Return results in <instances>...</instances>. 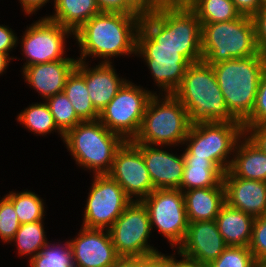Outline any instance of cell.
I'll list each match as a JSON object with an SVG mask.
<instances>
[{
  "mask_svg": "<svg viewBox=\"0 0 266 267\" xmlns=\"http://www.w3.org/2000/svg\"><path fill=\"white\" fill-rule=\"evenodd\" d=\"M160 94L155 92L151 97L133 143L161 147L184 144L192 125L188 112L173 94H161L162 98Z\"/></svg>",
  "mask_w": 266,
  "mask_h": 267,
  "instance_id": "5",
  "label": "cell"
},
{
  "mask_svg": "<svg viewBox=\"0 0 266 267\" xmlns=\"http://www.w3.org/2000/svg\"><path fill=\"white\" fill-rule=\"evenodd\" d=\"M70 241L75 267H109L120 256L106 229L81 227Z\"/></svg>",
  "mask_w": 266,
  "mask_h": 267,
  "instance_id": "17",
  "label": "cell"
},
{
  "mask_svg": "<svg viewBox=\"0 0 266 267\" xmlns=\"http://www.w3.org/2000/svg\"><path fill=\"white\" fill-rule=\"evenodd\" d=\"M148 211L141 201H131L108 229L119 256L146 257L159 253L148 244L151 235Z\"/></svg>",
  "mask_w": 266,
  "mask_h": 267,
  "instance_id": "10",
  "label": "cell"
},
{
  "mask_svg": "<svg viewBox=\"0 0 266 267\" xmlns=\"http://www.w3.org/2000/svg\"><path fill=\"white\" fill-rule=\"evenodd\" d=\"M255 258L247 246H227L207 267H252Z\"/></svg>",
  "mask_w": 266,
  "mask_h": 267,
  "instance_id": "34",
  "label": "cell"
},
{
  "mask_svg": "<svg viewBox=\"0 0 266 267\" xmlns=\"http://www.w3.org/2000/svg\"><path fill=\"white\" fill-rule=\"evenodd\" d=\"M232 116L243 123L253 111L258 85L266 71V58L252 55L210 64Z\"/></svg>",
  "mask_w": 266,
  "mask_h": 267,
  "instance_id": "4",
  "label": "cell"
},
{
  "mask_svg": "<svg viewBox=\"0 0 266 267\" xmlns=\"http://www.w3.org/2000/svg\"><path fill=\"white\" fill-rule=\"evenodd\" d=\"M182 262L177 260L174 255H166L162 252L151 255V267H178Z\"/></svg>",
  "mask_w": 266,
  "mask_h": 267,
  "instance_id": "44",
  "label": "cell"
},
{
  "mask_svg": "<svg viewBox=\"0 0 266 267\" xmlns=\"http://www.w3.org/2000/svg\"><path fill=\"white\" fill-rule=\"evenodd\" d=\"M226 247L216 221L209 220L189 222L186 236L176 249L182 261L197 266H208Z\"/></svg>",
  "mask_w": 266,
  "mask_h": 267,
  "instance_id": "16",
  "label": "cell"
},
{
  "mask_svg": "<svg viewBox=\"0 0 266 267\" xmlns=\"http://www.w3.org/2000/svg\"><path fill=\"white\" fill-rule=\"evenodd\" d=\"M133 267H151V255L146 257H133Z\"/></svg>",
  "mask_w": 266,
  "mask_h": 267,
  "instance_id": "47",
  "label": "cell"
},
{
  "mask_svg": "<svg viewBox=\"0 0 266 267\" xmlns=\"http://www.w3.org/2000/svg\"><path fill=\"white\" fill-rule=\"evenodd\" d=\"M63 92L82 121H93L99 118V112L91 102L85 83V61L78 60L76 68L66 80Z\"/></svg>",
  "mask_w": 266,
  "mask_h": 267,
  "instance_id": "27",
  "label": "cell"
},
{
  "mask_svg": "<svg viewBox=\"0 0 266 267\" xmlns=\"http://www.w3.org/2000/svg\"><path fill=\"white\" fill-rule=\"evenodd\" d=\"M178 267H207V266H197V265H193L187 262L182 261Z\"/></svg>",
  "mask_w": 266,
  "mask_h": 267,
  "instance_id": "49",
  "label": "cell"
},
{
  "mask_svg": "<svg viewBox=\"0 0 266 267\" xmlns=\"http://www.w3.org/2000/svg\"><path fill=\"white\" fill-rule=\"evenodd\" d=\"M43 102L31 104L23 111L21 110L17 120L34 134L45 136L52 131H57L64 140V134L57 128L48 104Z\"/></svg>",
  "mask_w": 266,
  "mask_h": 267,
  "instance_id": "29",
  "label": "cell"
},
{
  "mask_svg": "<svg viewBox=\"0 0 266 267\" xmlns=\"http://www.w3.org/2000/svg\"><path fill=\"white\" fill-rule=\"evenodd\" d=\"M44 220L33 223L21 224L14 238L10 241L15 242L19 255H29L30 259L36 256L41 248L46 245L47 237L43 227Z\"/></svg>",
  "mask_w": 266,
  "mask_h": 267,
  "instance_id": "30",
  "label": "cell"
},
{
  "mask_svg": "<svg viewBox=\"0 0 266 267\" xmlns=\"http://www.w3.org/2000/svg\"><path fill=\"white\" fill-rule=\"evenodd\" d=\"M29 267H75L70 241L57 245L47 243L29 259Z\"/></svg>",
  "mask_w": 266,
  "mask_h": 267,
  "instance_id": "32",
  "label": "cell"
},
{
  "mask_svg": "<svg viewBox=\"0 0 266 267\" xmlns=\"http://www.w3.org/2000/svg\"><path fill=\"white\" fill-rule=\"evenodd\" d=\"M125 141L98 119L81 121L64 135L63 140L76 164L94 171L93 175L109 173L116 152Z\"/></svg>",
  "mask_w": 266,
  "mask_h": 267,
  "instance_id": "6",
  "label": "cell"
},
{
  "mask_svg": "<svg viewBox=\"0 0 266 267\" xmlns=\"http://www.w3.org/2000/svg\"><path fill=\"white\" fill-rule=\"evenodd\" d=\"M108 175L132 201H141L155 190L142 152L131 140L117 150Z\"/></svg>",
  "mask_w": 266,
  "mask_h": 267,
  "instance_id": "15",
  "label": "cell"
},
{
  "mask_svg": "<svg viewBox=\"0 0 266 267\" xmlns=\"http://www.w3.org/2000/svg\"><path fill=\"white\" fill-rule=\"evenodd\" d=\"M78 59L67 57L49 63L34 64L22 70L25 81L46 100L48 97L61 93L66 80L76 68Z\"/></svg>",
  "mask_w": 266,
  "mask_h": 267,
  "instance_id": "20",
  "label": "cell"
},
{
  "mask_svg": "<svg viewBox=\"0 0 266 267\" xmlns=\"http://www.w3.org/2000/svg\"><path fill=\"white\" fill-rule=\"evenodd\" d=\"M74 34L70 29L42 17L32 23L21 38L22 52L25 55L27 66L34 64L49 63L58 60H65L66 38Z\"/></svg>",
  "mask_w": 266,
  "mask_h": 267,
  "instance_id": "14",
  "label": "cell"
},
{
  "mask_svg": "<svg viewBox=\"0 0 266 267\" xmlns=\"http://www.w3.org/2000/svg\"><path fill=\"white\" fill-rule=\"evenodd\" d=\"M88 66L89 64L85 62V83L88 95L94 108L100 113L127 80L116 74L112 62L100 63L96 67Z\"/></svg>",
  "mask_w": 266,
  "mask_h": 267,
  "instance_id": "21",
  "label": "cell"
},
{
  "mask_svg": "<svg viewBox=\"0 0 266 267\" xmlns=\"http://www.w3.org/2000/svg\"><path fill=\"white\" fill-rule=\"evenodd\" d=\"M140 16L152 15L170 0H125Z\"/></svg>",
  "mask_w": 266,
  "mask_h": 267,
  "instance_id": "39",
  "label": "cell"
},
{
  "mask_svg": "<svg viewBox=\"0 0 266 267\" xmlns=\"http://www.w3.org/2000/svg\"><path fill=\"white\" fill-rule=\"evenodd\" d=\"M226 203L240 211L260 217L266 214V182L223 174Z\"/></svg>",
  "mask_w": 266,
  "mask_h": 267,
  "instance_id": "19",
  "label": "cell"
},
{
  "mask_svg": "<svg viewBox=\"0 0 266 267\" xmlns=\"http://www.w3.org/2000/svg\"><path fill=\"white\" fill-rule=\"evenodd\" d=\"M0 200V239L5 243L14 238L20 223L15 212L13 203L4 196Z\"/></svg>",
  "mask_w": 266,
  "mask_h": 267,
  "instance_id": "35",
  "label": "cell"
},
{
  "mask_svg": "<svg viewBox=\"0 0 266 267\" xmlns=\"http://www.w3.org/2000/svg\"><path fill=\"white\" fill-rule=\"evenodd\" d=\"M144 59L161 94H173L191 64L175 48L158 44L140 27L137 32L136 54ZM162 89V90H161Z\"/></svg>",
  "mask_w": 266,
  "mask_h": 267,
  "instance_id": "12",
  "label": "cell"
},
{
  "mask_svg": "<svg viewBox=\"0 0 266 267\" xmlns=\"http://www.w3.org/2000/svg\"><path fill=\"white\" fill-rule=\"evenodd\" d=\"M266 123V71L258 85L256 102L250 116L242 123L243 126H255Z\"/></svg>",
  "mask_w": 266,
  "mask_h": 267,
  "instance_id": "37",
  "label": "cell"
},
{
  "mask_svg": "<svg viewBox=\"0 0 266 267\" xmlns=\"http://www.w3.org/2000/svg\"><path fill=\"white\" fill-rule=\"evenodd\" d=\"M201 52L202 60L208 64L260 55L252 18L201 23Z\"/></svg>",
  "mask_w": 266,
  "mask_h": 267,
  "instance_id": "7",
  "label": "cell"
},
{
  "mask_svg": "<svg viewBox=\"0 0 266 267\" xmlns=\"http://www.w3.org/2000/svg\"><path fill=\"white\" fill-rule=\"evenodd\" d=\"M228 171L238 178L266 182V154L244 135L237 143Z\"/></svg>",
  "mask_w": 266,
  "mask_h": 267,
  "instance_id": "23",
  "label": "cell"
},
{
  "mask_svg": "<svg viewBox=\"0 0 266 267\" xmlns=\"http://www.w3.org/2000/svg\"><path fill=\"white\" fill-rule=\"evenodd\" d=\"M101 12L138 14L125 0H96Z\"/></svg>",
  "mask_w": 266,
  "mask_h": 267,
  "instance_id": "40",
  "label": "cell"
},
{
  "mask_svg": "<svg viewBox=\"0 0 266 267\" xmlns=\"http://www.w3.org/2000/svg\"><path fill=\"white\" fill-rule=\"evenodd\" d=\"M154 92L127 79L115 97L99 113L98 120L110 131L133 140L138 134L146 107Z\"/></svg>",
  "mask_w": 266,
  "mask_h": 267,
  "instance_id": "9",
  "label": "cell"
},
{
  "mask_svg": "<svg viewBox=\"0 0 266 267\" xmlns=\"http://www.w3.org/2000/svg\"><path fill=\"white\" fill-rule=\"evenodd\" d=\"M140 27L158 47L175 48L190 63L202 60L201 22L184 0H170L156 13L141 16Z\"/></svg>",
  "mask_w": 266,
  "mask_h": 267,
  "instance_id": "2",
  "label": "cell"
},
{
  "mask_svg": "<svg viewBox=\"0 0 266 267\" xmlns=\"http://www.w3.org/2000/svg\"><path fill=\"white\" fill-rule=\"evenodd\" d=\"M252 267H266V261H255Z\"/></svg>",
  "mask_w": 266,
  "mask_h": 267,
  "instance_id": "50",
  "label": "cell"
},
{
  "mask_svg": "<svg viewBox=\"0 0 266 267\" xmlns=\"http://www.w3.org/2000/svg\"><path fill=\"white\" fill-rule=\"evenodd\" d=\"M134 144L142 152L154 189H180L185 166L183 154L178 156L156 146Z\"/></svg>",
  "mask_w": 266,
  "mask_h": 267,
  "instance_id": "18",
  "label": "cell"
},
{
  "mask_svg": "<svg viewBox=\"0 0 266 267\" xmlns=\"http://www.w3.org/2000/svg\"><path fill=\"white\" fill-rule=\"evenodd\" d=\"M258 52L266 58V4L252 17Z\"/></svg>",
  "mask_w": 266,
  "mask_h": 267,
  "instance_id": "38",
  "label": "cell"
},
{
  "mask_svg": "<svg viewBox=\"0 0 266 267\" xmlns=\"http://www.w3.org/2000/svg\"><path fill=\"white\" fill-rule=\"evenodd\" d=\"M17 34L6 25H0V52L9 56L10 51L18 44Z\"/></svg>",
  "mask_w": 266,
  "mask_h": 267,
  "instance_id": "42",
  "label": "cell"
},
{
  "mask_svg": "<svg viewBox=\"0 0 266 267\" xmlns=\"http://www.w3.org/2000/svg\"><path fill=\"white\" fill-rule=\"evenodd\" d=\"M140 20L139 14H96L73 34L81 50L77 59L86 62L87 56H92L103 59L101 63H111L114 56L136 54Z\"/></svg>",
  "mask_w": 266,
  "mask_h": 267,
  "instance_id": "1",
  "label": "cell"
},
{
  "mask_svg": "<svg viewBox=\"0 0 266 267\" xmlns=\"http://www.w3.org/2000/svg\"><path fill=\"white\" fill-rule=\"evenodd\" d=\"M201 23L235 20L241 15L232 0H184Z\"/></svg>",
  "mask_w": 266,
  "mask_h": 267,
  "instance_id": "28",
  "label": "cell"
},
{
  "mask_svg": "<svg viewBox=\"0 0 266 267\" xmlns=\"http://www.w3.org/2000/svg\"><path fill=\"white\" fill-rule=\"evenodd\" d=\"M54 9V15L46 17L73 33L101 12L96 0H55Z\"/></svg>",
  "mask_w": 266,
  "mask_h": 267,
  "instance_id": "26",
  "label": "cell"
},
{
  "mask_svg": "<svg viewBox=\"0 0 266 267\" xmlns=\"http://www.w3.org/2000/svg\"><path fill=\"white\" fill-rule=\"evenodd\" d=\"M148 211L151 228L156 227L174 249L183 242L189 221L183 191L180 189H155L141 200Z\"/></svg>",
  "mask_w": 266,
  "mask_h": 267,
  "instance_id": "11",
  "label": "cell"
},
{
  "mask_svg": "<svg viewBox=\"0 0 266 267\" xmlns=\"http://www.w3.org/2000/svg\"><path fill=\"white\" fill-rule=\"evenodd\" d=\"M12 203L20 224L43 220L45 204L37 194L31 191L9 192L5 195Z\"/></svg>",
  "mask_w": 266,
  "mask_h": 267,
  "instance_id": "31",
  "label": "cell"
},
{
  "mask_svg": "<svg viewBox=\"0 0 266 267\" xmlns=\"http://www.w3.org/2000/svg\"><path fill=\"white\" fill-rule=\"evenodd\" d=\"M90 188L82 227L108 230L132 200L108 174L94 175Z\"/></svg>",
  "mask_w": 266,
  "mask_h": 267,
  "instance_id": "13",
  "label": "cell"
},
{
  "mask_svg": "<svg viewBox=\"0 0 266 267\" xmlns=\"http://www.w3.org/2000/svg\"><path fill=\"white\" fill-rule=\"evenodd\" d=\"M189 222L215 220L226 203L224 186L183 191Z\"/></svg>",
  "mask_w": 266,
  "mask_h": 267,
  "instance_id": "22",
  "label": "cell"
},
{
  "mask_svg": "<svg viewBox=\"0 0 266 267\" xmlns=\"http://www.w3.org/2000/svg\"><path fill=\"white\" fill-rule=\"evenodd\" d=\"M14 57L8 56L6 53L0 52V74L2 75L3 72H5L6 68H8V64L10 63V60Z\"/></svg>",
  "mask_w": 266,
  "mask_h": 267,
  "instance_id": "48",
  "label": "cell"
},
{
  "mask_svg": "<svg viewBox=\"0 0 266 267\" xmlns=\"http://www.w3.org/2000/svg\"><path fill=\"white\" fill-rule=\"evenodd\" d=\"M109 267H133V257L120 256Z\"/></svg>",
  "mask_w": 266,
  "mask_h": 267,
  "instance_id": "46",
  "label": "cell"
},
{
  "mask_svg": "<svg viewBox=\"0 0 266 267\" xmlns=\"http://www.w3.org/2000/svg\"><path fill=\"white\" fill-rule=\"evenodd\" d=\"M215 221L227 246L249 247L255 217L225 203Z\"/></svg>",
  "mask_w": 266,
  "mask_h": 267,
  "instance_id": "24",
  "label": "cell"
},
{
  "mask_svg": "<svg viewBox=\"0 0 266 267\" xmlns=\"http://www.w3.org/2000/svg\"><path fill=\"white\" fill-rule=\"evenodd\" d=\"M182 153L185 166L180 190L224 186L223 173L207 158L196 157L186 148Z\"/></svg>",
  "mask_w": 266,
  "mask_h": 267,
  "instance_id": "25",
  "label": "cell"
},
{
  "mask_svg": "<svg viewBox=\"0 0 266 267\" xmlns=\"http://www.w3.org/2000/svg\"><path fill=\"white\" fill-rule=\"evenodd\" d=\"M244 135L241 122H197L191 125L184 145L192 155L207 158L224 174Z\"/></svg>",
  "mask_w": 266,
  "mask_h": 267,
  "instance_id": "8",
  "label": "cell"
},
{
  "mask_svg": "<svg viewBox=\"0 0 266 267\" xmlns=\"http://www.w3.org/2000/svg\"><path fill=\"white\" fill-rule=\"evenodd\" d=\"M241 16L253 17L265 4L263 0H232Z\"/></svg>",
  "mask_w": 266,
  "mask_h": 267,
  "instance_id": "43",
  "label": "cell"
},
{
  "mask_svg": "<svg viewBox=\"0 0 266 267\" xmlns=\"http://www.w3.org/2000/svg\"><path fill=\"white\" fill-rule=\"evenodd\" d=\"M45 102L50 108L57 128L64 135L82 121L64 92L48 97Z\"/></svg>",
  "mask_w": 266,
  "mask_h": 267,
  "instance_id": "33",
  "label": "cell"
},
{
  "mask_svg": "<svg viewBox=\"0 0 266 267\" xmlns=\"http://www.w3.org/2000/svg\"><path fill=\"white\" fill-rule=\"evenodd\" d=\"M243 127L245 135L266 154V123Z\"/></svg>",
  "mask_w": 266,
  "mask_h": 267,
  "instance_id": "41",
  "label": "cell"
},
{
  "mask_svg": "<svg viewBox=\"0 0 266 267\" xmlns=\"http://www.w3.org/2000/svg\"><path fill=\"white\" fill-rule=\"evenodd\" d=\"M22 6V9L26 15H31L36 13L41 7L46 5L49 0H19ZM55 1V0H54Z\"/></svg>",
  "mask_w": 266,
  "mask_h": 267,
  "instance_id": "45",
  "label": "cell"
},
{
  "mask_svg": "<svg viewBox=\"0 0 266 267\" xmlns=\"http://www.w3.org/2000/svg\"><path fill=\"white\" fill-rule=\"evenodd\" d=\"M249 249L256 261H266V214L255 218Z\"/></svg>",
  "mask_w": 266,
  "mask_h": 267,
  "instance_id": "36",
  "label": "cell"
},
{
  "mask_svg": "<svg viewBox=\"0 0 266 267\" xmlns=\"http://www.w3.org/2000/svg\"><path fill=\"white\" fill-rule=\"evenodd\" d=\"M173 95L186 108L191 123L239 122L226 107L212 68L201 60L191 63Z\"/></svg>",
  "mask_w": 266,
  "mask_h": 267,
  "instance_id": "3",
  "label": "cell"
}]
</instances>
